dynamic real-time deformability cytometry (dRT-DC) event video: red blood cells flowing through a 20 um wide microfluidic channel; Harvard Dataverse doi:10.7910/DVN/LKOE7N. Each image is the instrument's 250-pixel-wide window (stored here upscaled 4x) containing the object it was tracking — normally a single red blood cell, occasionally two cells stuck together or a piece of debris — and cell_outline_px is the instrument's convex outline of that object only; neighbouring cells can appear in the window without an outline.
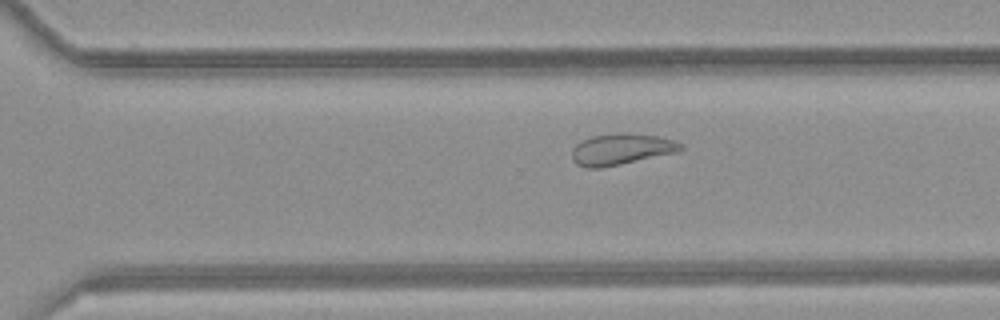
{"species": "common noctule bat (a hibernating species)", "species_latin": "Nyctalus noctula", "temperature_condition": "room temperature", "stored_images_in_passage": 10, "camera_frame_rate_fps": 3000, "um_per_image_px": 0.085, "animal": {"sex": "female", "body_mass_g": 21.9}, "frame": {"image": 1, "passage_image": 10, "time_ms": 11.333, "image_size_px": [1000, 320], "cell_outline_px": [[684, 148], [676, 152], [620, 164], [600, 168], [588, 168], [576, 164], [572, 160], [572, 148], [580, 140], [592, 136], [616, 132], [628, 132], [656, 136], [672, 140], [680, 144]], "centroid_in_image_um": [52.73, 12.67], "position_along_channel_um": 317.9, "area_um2": 19.77}}